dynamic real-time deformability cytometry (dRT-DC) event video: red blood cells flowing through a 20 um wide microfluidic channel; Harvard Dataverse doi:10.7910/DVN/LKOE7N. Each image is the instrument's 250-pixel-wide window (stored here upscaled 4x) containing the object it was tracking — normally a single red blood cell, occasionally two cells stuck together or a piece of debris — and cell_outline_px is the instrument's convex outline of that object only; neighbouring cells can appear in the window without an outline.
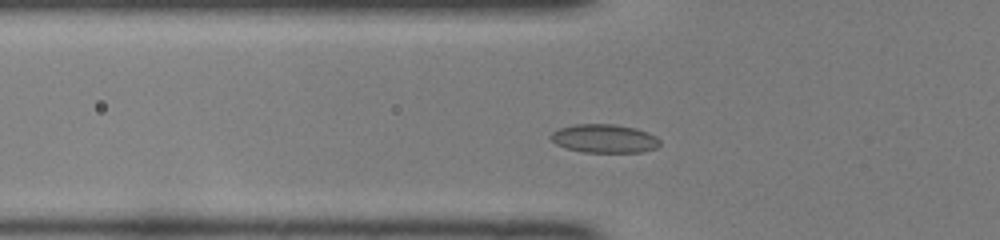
{"species": "common noctule bat (a hibernating species)", "species_latin": "Nyctalus noctula", "temperature_condition": "room temperature", "stored_images_in_passage": 39, "camera_frame_rate_fps": 3000, "um_per_image_px": 0.085, "animal": {"sex": "female", "body_mass_g": 22.0, "forearm_length_mm": 56.7}, "frame": {"image": 1, "passage_image": 6, "time_ms": 1.667, "image_size_px": [1000, 240], "cell_outline_px": [[660, 144], [656, 148], [640, 152], [584, 152], [568, 148], [556, 144], [548, 136], [552, 132], [560, 128], [572, 124], [612, 124], [636, 128], [648, 132], [656, 136], [660, 140]], "centroid_in_image_um": [51.37, 11.77], "position_along_channel_um": 74.4, "area_um2": 18.15}}
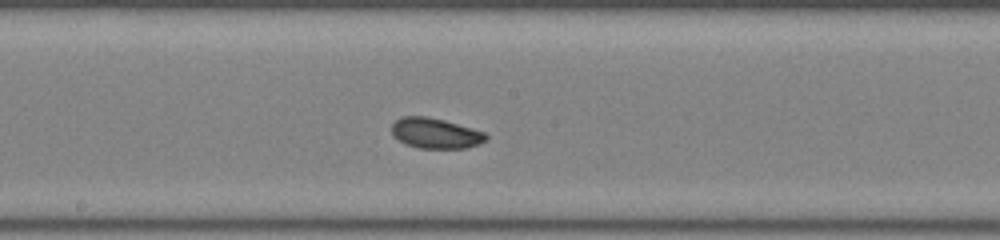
{"frame": {"image": 2, "passage_image": 16, "time_ms": 5.0, "image_size_px": [1000, 240], "cell_outline_px": [[488, 140], [480, 144], [468, 148], [420, 148], [404, 144], [392, 136], [392, 124], [400, 116], [424, 116], [444, 120], [472, 128], [484, 132], [488, 136]], "centroid_in_image_um": [37.01, 11.33], "position_along_channel_um": 211.2, "area_um2": 16.88}}
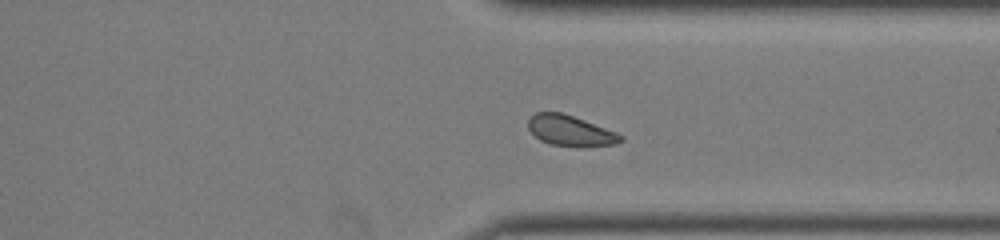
{"frame": {"image": 3, "passage_image": 27, "time_ms": 8.667, "image_size_px": [1000, 240], "cell_outline_px": [[624, 140], [616, 144], [584, 148], [576, 148], [552, 144], [540, 140], [528, 128], [528, 120], [536, 112], [560, 112], [584, 120], [616, 132], [624, 136]], "centroid_in_image_um": [48.52, 11.14], "position_along_channel_um": 362.9, "area_um2": 16.65}, "authors_computed_cell_mechanics": {"area_um2": 16.9354, "velocity_mm_per_s": 4.1097, "shape_relaxation_time_tau1_ms": 2.339, "shape_relaxation_time_tau2_ms": 2.0404, "deformation_change_tau1": 0.0933, "deformation_change_tau2": 0.0586}}